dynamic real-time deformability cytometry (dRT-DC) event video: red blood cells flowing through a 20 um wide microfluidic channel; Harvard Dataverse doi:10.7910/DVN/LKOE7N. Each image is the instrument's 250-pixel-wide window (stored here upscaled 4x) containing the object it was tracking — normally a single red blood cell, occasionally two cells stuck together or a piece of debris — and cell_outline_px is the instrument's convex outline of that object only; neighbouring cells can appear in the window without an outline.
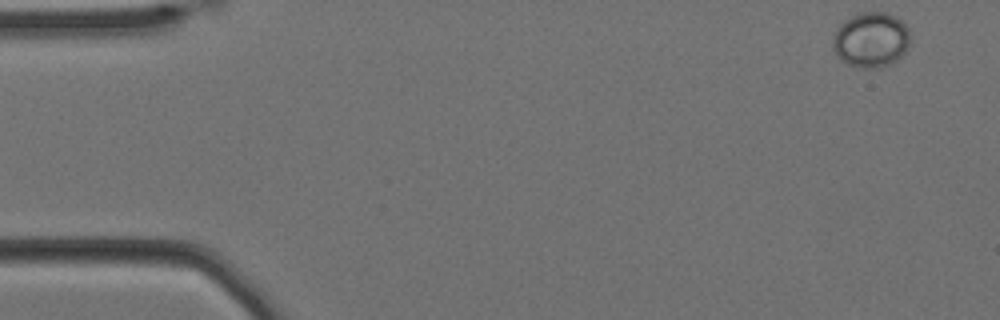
{"species": "Egyptian fruit bat (a non-hibernating species)", "species_latin": "Rousettus aegyptiacus", "temperature_condition": "cold", "stored_images_in_passage": 56, "camera_frame_rate_fps": 3000, "um_per_image_px": 0.085, "animal": {"sex": "female"}, "frame": {"image": 1, "passage_image": 1, "time_ms": 0.0, "image_size_px": [1000, 320], "cell_outline_px": [[908, 48], [896, 60], [880, 68], [860, 68], [848, 64], [840, 60], [836, 56], [832, 48], [832, 36], [836, 28], [844, 20], [852, 16], [864, 12], [884, 12], [896, 16], [908, 28]], "centroid_in_image_um": [73.98, 3.39], "position_along_channel_um": 11.0, "area_um2": 24.97}}
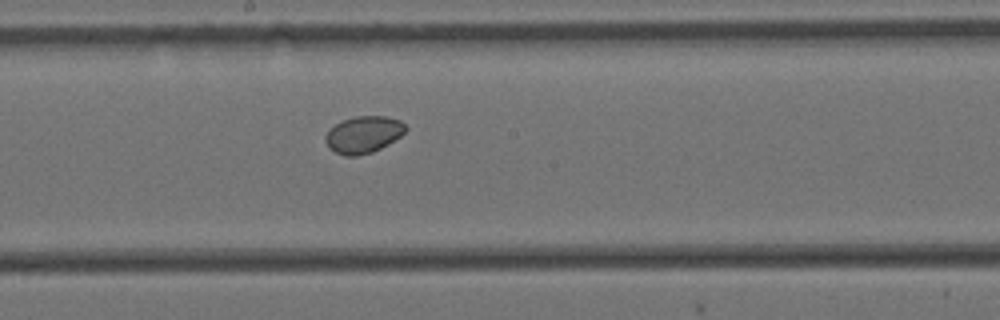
{"frame": {"image": 2, "passage_image": 29, "time_ms": 9.333, "image_size_px": [1000, 320], "cell_outline_px": [[408, 128], [400, 136], [388, 144], [372, 152], [356, 156], [344, 156], [328, 148], [324, 140], [324, 136], [328, 128], [344, 120], [356, 116], [388, 116], [400, 120]], "centroid_in_image_um": [30.86, 11.44], "position_along_channel_um": 217.3, "area_um2": 17.34}}
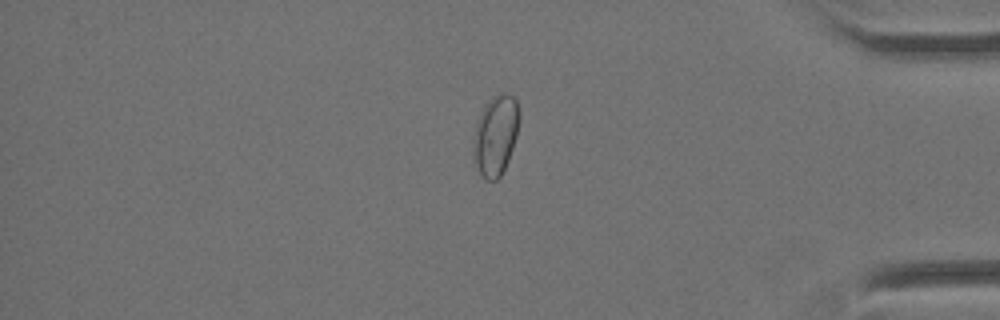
{"frame": {"image": 3, "passage_image": 47, "time_ms": 15.333, "image_size_px": [1000, 320], "cell_outline_px": [[520, 116], [516, 136], [508, 160], [500, 176], [496, 180], [488, 180], [480, 172], [476, 164], [472, 152], [472, 140], [476, 124], [488, 100], [492, 96], [500, 92], [508, 92], [516, 100], [520, 112]], "centroid_in_image_um": [42.13, 11.45], "position_along_channel_um": 393.1, "area_um2": 21.33}}